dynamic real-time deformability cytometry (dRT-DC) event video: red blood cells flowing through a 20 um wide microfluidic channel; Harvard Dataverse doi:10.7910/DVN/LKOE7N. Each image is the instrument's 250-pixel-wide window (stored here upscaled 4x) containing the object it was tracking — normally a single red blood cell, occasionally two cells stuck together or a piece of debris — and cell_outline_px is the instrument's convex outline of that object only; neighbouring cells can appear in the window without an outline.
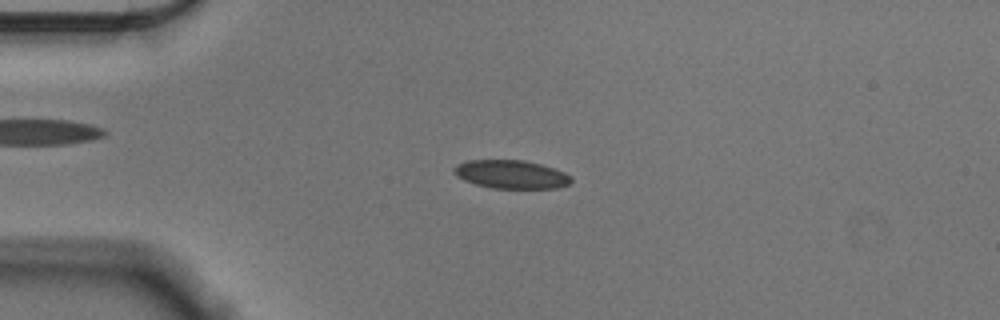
{"species": "Egyptian fruit bat (a non-hibernating species)", "species_latin": "Rousettus aegyptiacus", "temperature_condition": "cold", "stored_images_in_passage": 56, "camera_frame_rate_fps": 3000, "um_per_image_px": 0.085, "animal": {"sex": "male"}, "frame": {"image": 1, "passage_image": 13, "time_ms": 4.0, "image_size_px": [1000, 320], "cell_outline_px": [[572, 180], [568, 184], [556, 188], [492, 188], [476, 184], [464, 180], [456, 176], [452, 172], [452, 168], [456, 164], [468, 160], [524, 160], [540, 164], [564, 172], [572, 176]], "centroid_in_image_um": [43.41, 14.81], "position_along_channel_um": 41.6, "area_um2": 19.42}}
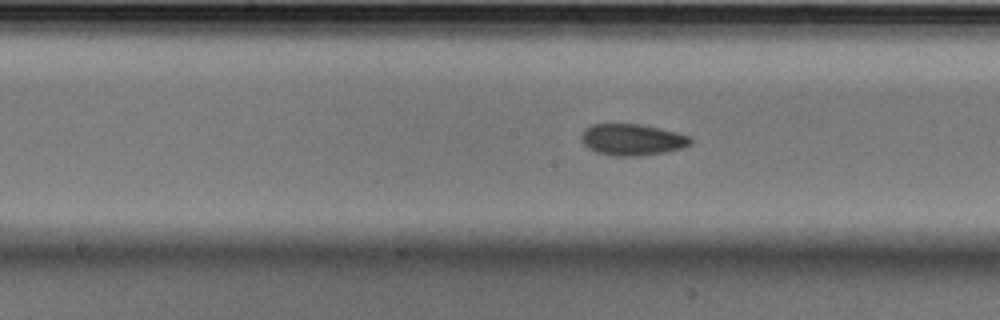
{"frame": {"image": 2, "passage_image": 28, "time_ms": 9.0, "image_size_px": [1000, 320], "cell_outline_px": [[692, 144], [684, 148], [664, 152], [640, 156], [612, 156], [596, 152], [588, 148], [580, 140], [580, 136], [584, 128], [592, 124], [640, 124], [676, 132], [688, 136], [692, 140]], "centroid_in_image_um": [53.71, 11.88], "position_along_channel_um": 194.5, "area_um2": 20.17}}
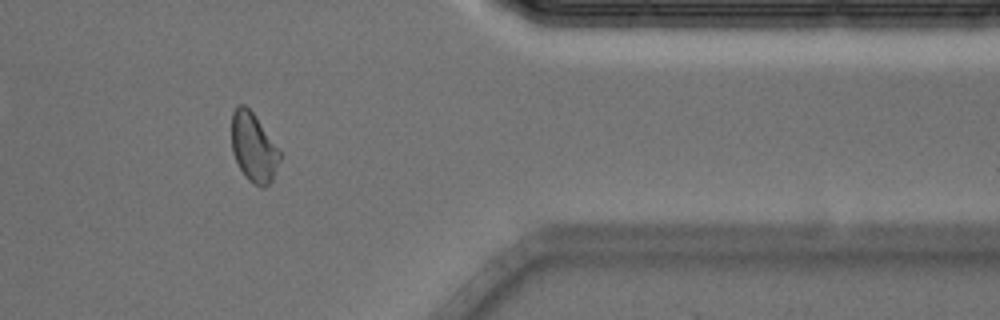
{"frame": {"image": 3, "passage_image": 46, "time_ms": 15.0, "image_size_px": [1000, 320], "cell_outline_px": [[284, 152], [272, 180], [264, 188], [260, 188], [248, 180], [240, 168], [232, 152], [232, 112], [236, 104], [244, 104], [252, 112]], "centroid_in_image_um": [21.6, 12.53], "position_along_channel_um": 389.8, "area_um2": 19.83}, "authors_computed_cell_mechanics": {"area_um2": 19.652, "velocity_mm_per_s": 3.5509, "shape_relaxation_time_tau1_ms": 5.621, "shape_relaxation_time_tau2_ms": 2.1763, "deformation_change_tau1": 0.0993, "deformation_change_tau2": 0.0692}}